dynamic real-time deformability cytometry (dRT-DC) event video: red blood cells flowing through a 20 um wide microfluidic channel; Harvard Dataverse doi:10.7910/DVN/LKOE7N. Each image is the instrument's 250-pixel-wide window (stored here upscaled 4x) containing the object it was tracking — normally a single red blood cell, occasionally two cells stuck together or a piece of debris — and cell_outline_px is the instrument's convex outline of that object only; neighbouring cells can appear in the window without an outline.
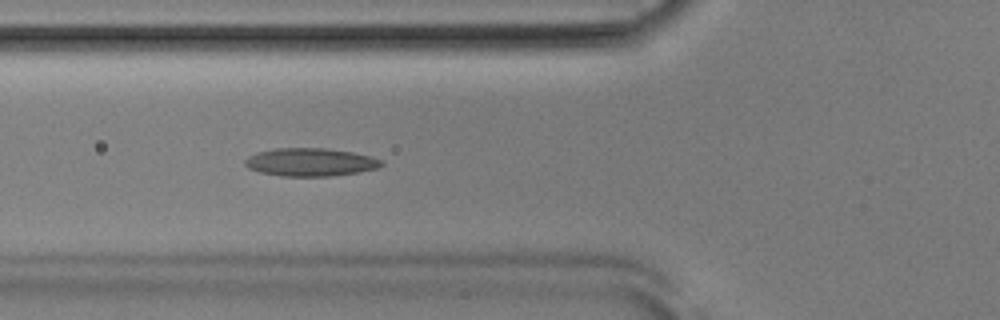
{"species": "Egyptian fruit bat (a non-hibernating species)", "species_latin": "Rousettus aegyptiacus", "temperature_condition": "room temperature", "stored_images_in_passage": 50, "camera_frame_rate_fps": 3000, "um_per_image_px": 0.085, "animal": {"sex": "male"}, "frame": {"image": 1, "passage_image": 17, "time_ms": 5.333, "image_size_px": [1000, 320], "cell_outline_px": [[384, 164], [380, 168], [360, 172], [332, 176], [280, 176], [260, 172], [248, 168], [244, 164], [244, 160], [248, 156], [256, 152], [276, 148], [328, 148], [352, 152], [372, 156], [384, 160]], "centroid_in_image_um": [26.42, 13.78], "position_along_channel_um": 99.4, "area_um2": 22.66}}
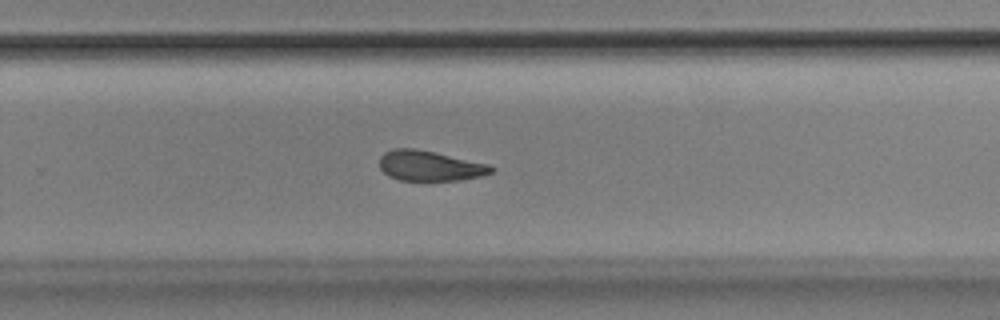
{"frame": {"image": 2, "passage_image": 32, "time_ms": 10.333, "image_size_px": [1000, 320], "cell_outline_px": [[496, 168], [492, 172], [480, 176], [456, 180], [400, 180], [388, 176], [380, 168], [380, 156], [384, 152], [392, 148], [416, 148], [488, 164]], "centroid_in_image_um": [36.5, 14.08], "position_along_channel_um": 293.3, "area_um2": 19.54}}
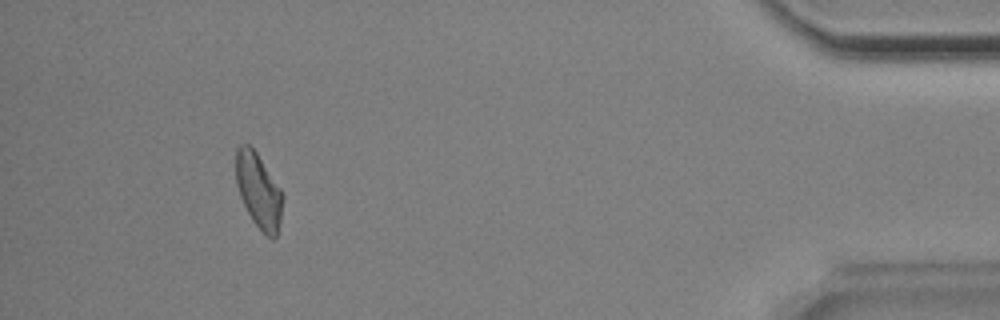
{"frame": {"image": 3, "passage_image": 46, "time_ms": 15.0, "image_size_px": [1000, 320], "cell_outline_px": [[284, 196], [280, 220], [276, 236], [272, 240], [252, 220], [240, 196], [236, 184], [236, 148], [240, 144], [248, 144], [256, 152], [280, 188]], "centroid_in_image_um": [21.98, 16.19], "position_along_channel_um": 413.2, "area_um2": 20.11}, "authors_computed_cell_mechanics": {"area_um2": 21.097, "velocity_mm_per_s": 3.8828, "shape_relaxation_time_tau1_ms": null, "shape_relaxation_time_tau2_ms": 3.7665, "deformation_change_tau1": null, "deformation_change_tau2": 0.1103}}